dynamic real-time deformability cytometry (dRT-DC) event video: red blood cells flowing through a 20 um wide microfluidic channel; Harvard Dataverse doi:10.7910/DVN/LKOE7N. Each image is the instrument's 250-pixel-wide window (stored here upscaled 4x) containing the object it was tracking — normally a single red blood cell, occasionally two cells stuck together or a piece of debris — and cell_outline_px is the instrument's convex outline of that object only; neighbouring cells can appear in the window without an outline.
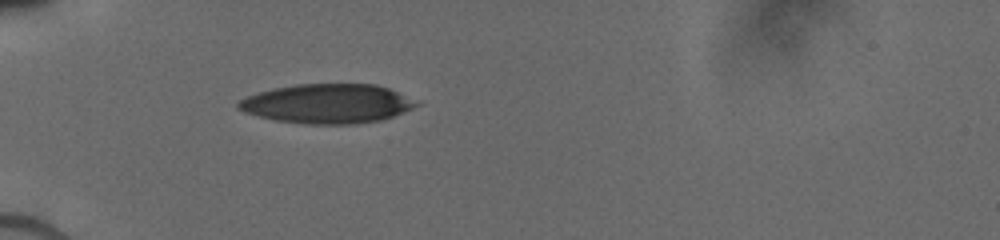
{"species": "human", "species_latin": "Homo sapiens", "temperature_condition": "cold", "stored_images_in_passage": 17, "camera_frame_rate_fps": 3000, "um_per_image_px": 0.085, "donor": {"sex": "male"}, "frame": {"image": 1, "passage_image": 1, "time_ms": 0.0, "image_size_px": [1000, 240], "cell_outline_px": [[424, 104], [404, 112], [380, 120], [356, 124], [304, 124], [276, 120], [244, 112], [236, 108], [236, 104], [240, 100], [248, 96], [260, 92], [276, 88], [296, 84], [376, 84], [424, 100]], "centroid_in_image_um": [27.95, 8.81], "position_along_channel_um": 57.1, "area_um2": 41.27}}
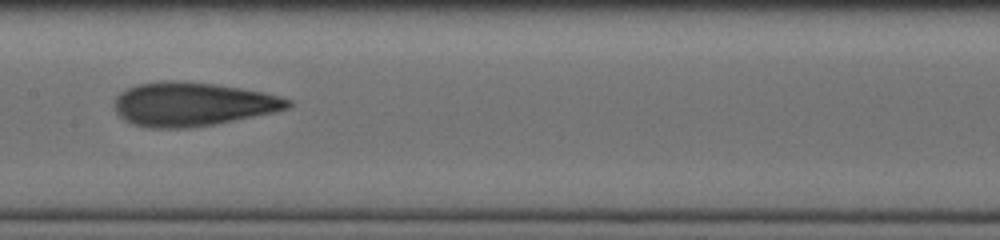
{"frame": {"image": 2, "passage_image": 10, "time_ms": 3.667, "image_size_px": [1000, 240], "cell_outline_px": [[292, 104], [288, 108], [276, 112], [216, 124], [188, 128], [148, 128], [132, 124], [124, 120], [116, 112], [112, 104], [116, 96], [120, 92], [128, 88], [140, 84], [164, 80], [172, 80], [216, 84], [264, 92], [280, 96], [292, 100]], "centroid_in_image_um": [16.36, 8.86], "position_along_channel_um": 191.0, "area_um2": 44.62}}
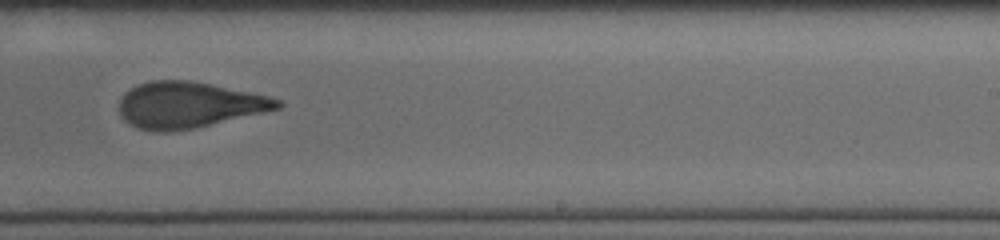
{"frame": {"image": 3, "passage_image": 15, "time_ms": 5.667, "image_size_px": [1000, 240], "cell_outline_px": [[284, 104], [280, 108], [196, 128], [168, 132], [156, 132], [136, 128], [124, 120], [120, 112], [120, 100], [124, 92], [140, 84], [152, 80], [192, 80], [212, 84], [268, 96], [280, 100]], "centroid_in_image_um": [16.03, 8.92], "position_along_channel_um": 273.0, "area_um2": 42.43}}